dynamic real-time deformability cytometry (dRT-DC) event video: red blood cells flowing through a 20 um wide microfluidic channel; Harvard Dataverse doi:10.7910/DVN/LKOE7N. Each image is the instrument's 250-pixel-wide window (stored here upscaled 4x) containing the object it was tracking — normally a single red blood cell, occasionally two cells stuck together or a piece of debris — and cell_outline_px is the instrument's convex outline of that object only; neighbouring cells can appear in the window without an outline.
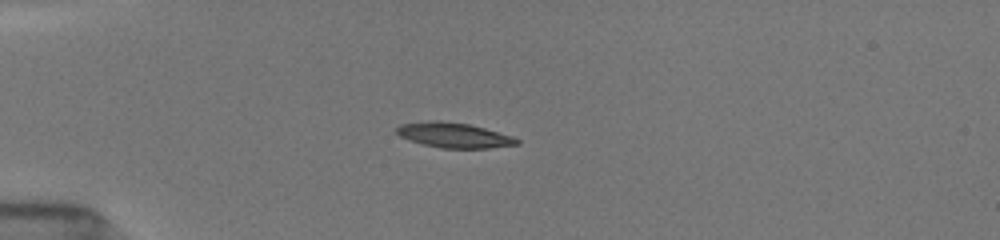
{"species": "common noctule bat (a hibernating species)", "species_latin": "Nyctalus noctula", "temperature_condition": "room temperature", "stored_images_in_passage": 11, "camera_frame_rate_fps": 3000, "um_per_image_px": 0.085, "animal": {"sex": "female", "body_mass_g": 19.5, "forearm_length_mm": 54.1}, "frame": {"image": 1, "passage_image": 1, "time_ms": 0.0, "image_size_px": [1000, 240], "cell_outline_px": [[520, 144], [488, 148], [440, 148], [408, 140], [400, 136], [396, 132], [396, 128], [400, 124], [432, 120], [440, 120], [468, 124], [484, 128], [512, 136], [520, 140]], "centroid_in_image_um": [38.57, 11.49], "position_along_channel_um": 46.4, "area_um2": 17.51}}
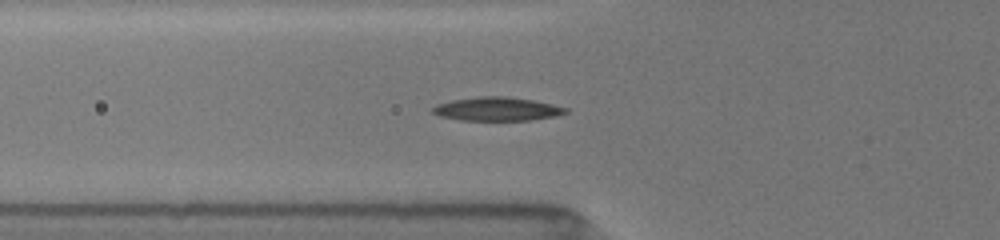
{"frame": {"image": 2, "passage_image": 5, "time_ms": 1.667, "image_size_px": [1000, 240], "cell_outline_px": [[568, 112], [556, 116], [532, 120], [460, 120], [440, 116], [432, 112], [432, 108], [436, 104], [452, 100], [480, 96], [508, 96], [532, 100], [552, 104], [568, 108]], "centroid_in_image_um": [42.25, 9.26], "position_along_channel_um": 83.5, "area_um2": 18.32}}
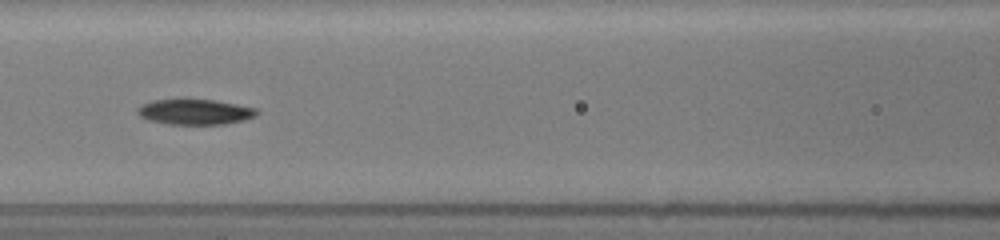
{"frame": {"image": 3, "passage_image": 9, "time_ms": 3.333, "image_size_px": [1000, 240], "cell_outline_px": [[260, 112], [256, 116], [244, 120], [224, 124], [168, 124], [148, 120], [140, 116], [136, 112], [136, 108], [140, 104], [152, 100], [212, 100], [236, 104], [256, 108]], "centroid_in_image_um": [16.55, 9.51], "position_along_channel_um": 150.0, "area_um2": 17.63}}